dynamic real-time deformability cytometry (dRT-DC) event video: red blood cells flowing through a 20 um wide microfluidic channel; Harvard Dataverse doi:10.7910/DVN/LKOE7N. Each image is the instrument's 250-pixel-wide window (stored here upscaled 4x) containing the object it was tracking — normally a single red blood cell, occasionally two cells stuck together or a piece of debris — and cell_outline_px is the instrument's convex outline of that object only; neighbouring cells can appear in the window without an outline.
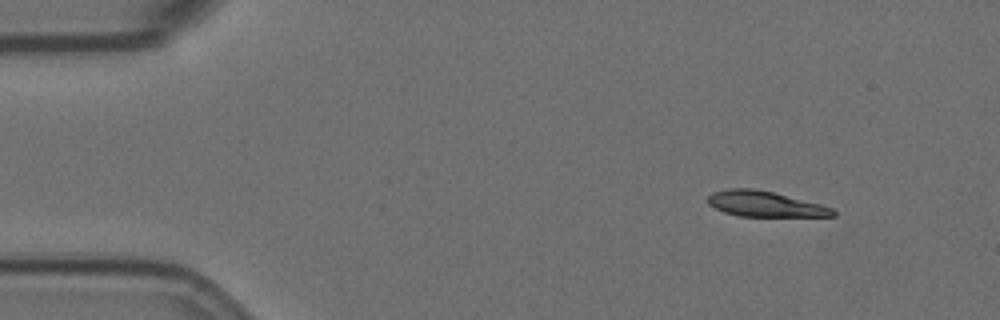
{"species": "Egyptian fruit bat (a non-hibernating species)", "species_latin": "Rousettus aegyptiacus", "temperature_condition": "room temperature", "stored_images_in_passage": 9, "camera_frame_rate_fps": 3000, "um_per_image_px": 0.085, "animal": {"sex": "female"}, "frame": {"image": 1, "passage_image": 1, "time_ms": 0.0, "image_size_px": [1000, 320], "cell_outline_px": [[836, 216], [740, 216], [724, 212], [708, 204], [708, 196], [712, 192], [728, 188], [752, 188], [772, 192], [820, 204], [832, 208], [836, 212]], "centroid_in_image_um": [64.99, 17.33], "position_along_channel_um": 20.0, "area_um2": 18.38}}